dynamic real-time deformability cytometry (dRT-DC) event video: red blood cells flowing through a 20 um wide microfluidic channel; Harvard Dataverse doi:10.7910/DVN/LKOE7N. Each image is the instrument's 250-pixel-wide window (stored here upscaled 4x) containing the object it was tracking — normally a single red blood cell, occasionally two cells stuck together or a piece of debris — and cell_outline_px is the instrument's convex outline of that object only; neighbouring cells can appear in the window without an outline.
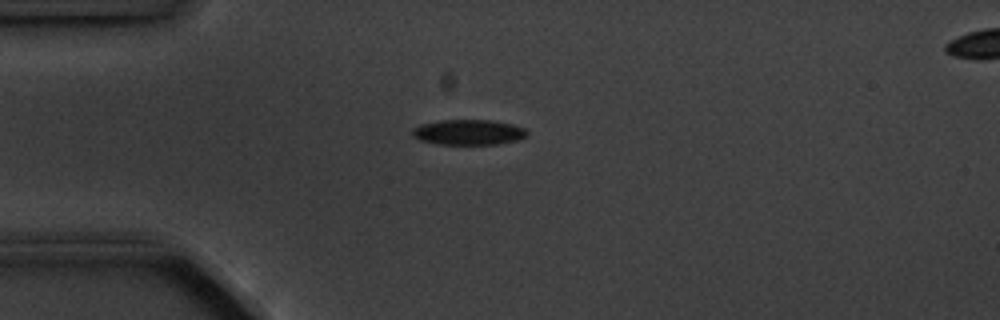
{"species": "common noctule bat (a hibernating species)", "species_latin": "Nyctalus noctula", "temperature_condition": "cold", "stored_images_in_passage": 3, "camera_frame_rate_fps": 3000, "um_per_image_px": 0.085, "animal": {"sex": "male", "body_mass_g": 20.1, "forearm_length_mm": 53.5}, "frame": {"image": 1, "passage_image": 1, "time_ms": 0.0, "image_size_px": [1000, 320], "cell_outline_px": [[528, 132], [524, 136], [516, 140], [496, 144], [436, 144], [420, 140], [412, 136], [412, 128], [420, 124], [440, 120], [492, 120], [512, 124], [524, 128]], "centroid_in_image_um": [39.77, 11.23], "position_along_channel_um": 45.2, "area_um2": 16.88}}
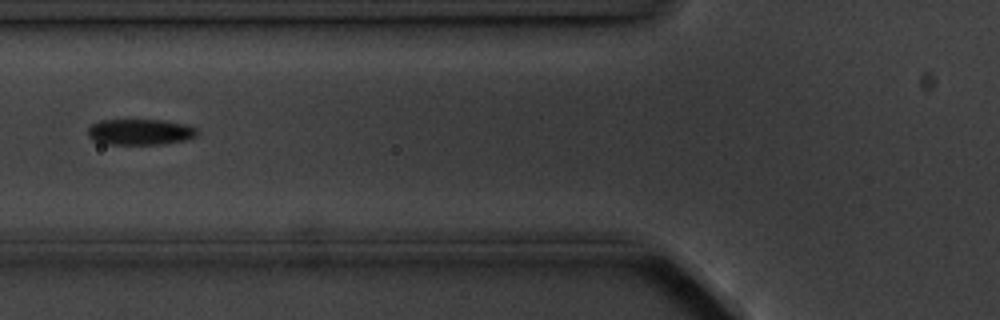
{"frame": {"image": 2, "passage_image": 3, "time_ms": 2.333, "image_size_px": [1000, 320], "cell_outline_px": [[200, 132], [196, 136], [184, 140], [160, 144], [104, 144], [92, 140], [88, 136], [88, 128], [92, 124], [100, 120], [164, 120], [188, 124], [196, 128]], "centroid_in_image_um": [11.92, 11.21], "position_along_channel_um": 113.9, "area_um2": 16.65}}